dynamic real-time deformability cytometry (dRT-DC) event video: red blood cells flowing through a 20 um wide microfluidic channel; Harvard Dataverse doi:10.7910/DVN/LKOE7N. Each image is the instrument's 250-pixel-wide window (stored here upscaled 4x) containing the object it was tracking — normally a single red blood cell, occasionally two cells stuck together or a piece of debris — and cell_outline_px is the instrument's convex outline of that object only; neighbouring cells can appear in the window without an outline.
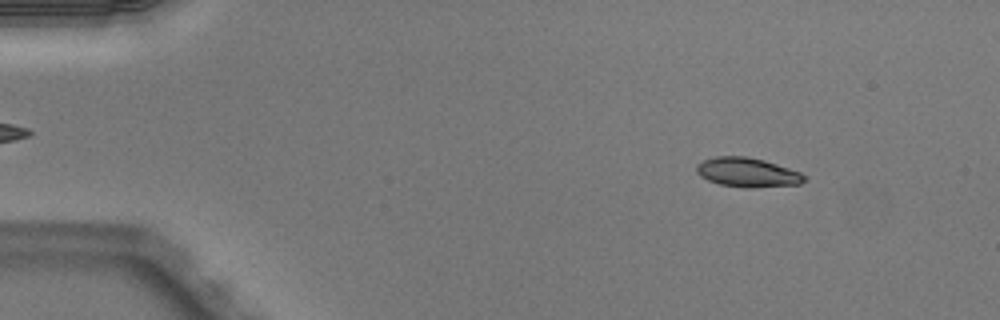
{"species": "Egyptian fruit bat (a non-hibernating species)", "species_latin": "Rousettus aegyptiacus", "temperature_condition": "warm", "stored_images_in_passage": 48, "camera_frame_rate_fps": 3000, "um_per_image_px": 0.085, "animal": {"sex": "male"}, "frame": {"image": 1, "passage_image": 4, "time_ms": 1.0, "image_size_px": [1000, 320], "cell_outline_px": [[804, 180], [800, 184], [752, 188], [748, 188], [720, 184], [708, 180], [700, 176], [696, 172], [696, 164], [704, 160], [716, 156], [748, 156], [764, 160], [800, 172], [804, 176]], "centroid_in_image_um": [63.5, 14.65], "position_along_channel_um": 21.5, "area_um2": 18.32}}
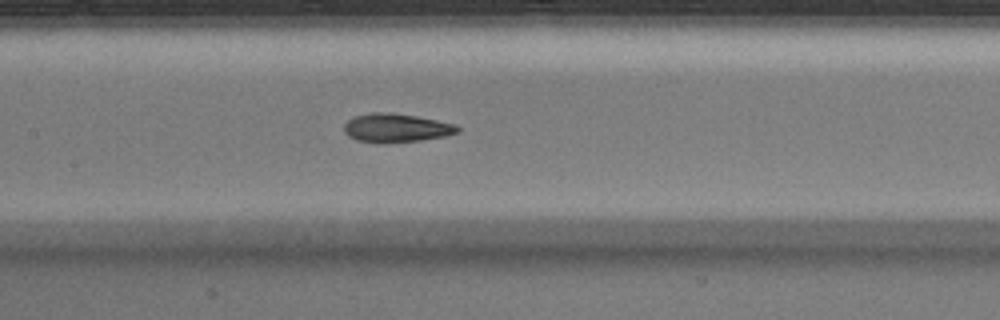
{"frame": {"image": 2, "passage_image": 22, "time_ms": 7.0, "image_size_px": [1000, 320], "cell_outline_px": [[460, 132], [444, 136], [420, 140], [384, 144], [356, 140], [348, 136], [344, 132], [344, 124], [352, 116], [372, 112], [392, 112], [416, 116], [456, 124], [460, 128]], "centroid_in_image_um": [33.65, 10.87], "position_along_channel_um": 173.8, "area_um2": 19.25}}
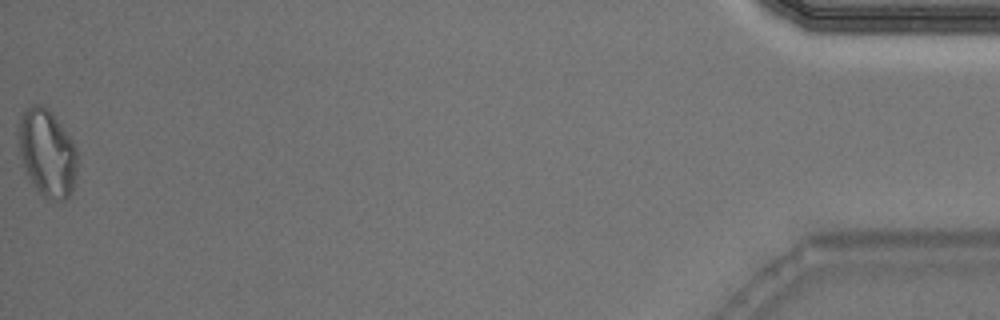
{"frame": {"image": 3, "passage_image": 48, "time_ms": 15.667, "image_size_px": [1000, 320], "cell_outline_px": [[76, 184], [68, 196], [60, 200], [48, 200], [36, 188], [28, 176], [20, 152], [20, 120], [24, 108], [32, 104], [40, 104], [48, 108], [56, 116], [72, 140], [76, 148]], "centroid_in_image_um": [4.04, 12.97], "position_along_channel_um": 431.2, "area_um2": 29.59}, "authors_computed_cell_mechanics": {"area_um2": 18.785, "velocity_mm_per_s": 4.0466, "shape_relaxation_time_tau1_ms": 4.792, "shape_relaxation_time_tau2_ms": 2.05, "deformation_change_tau1": 0.1623, "deformation_change_tau2": 0.0778}}